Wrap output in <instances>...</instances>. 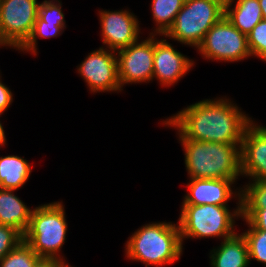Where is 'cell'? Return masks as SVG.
<instances>
[{"instance_id": "4316f807", "label": "cell", "mask_w": 266, "mask_h": 267, "mask_svg": "<svg viewBox=\"0 0 266 267\" xmlns=\"http://www.w3.org/2000/svg\"><path fill=\"white\" fill-rule=\"evenodd\" d=\"M13 93L3 84L0 76V114H3L13 102Z\"/></svg>"}, {"instance_id": "5bb4252c", "label": "cell", "mask_w": 266, "mask_h": 267, "mask_svg": "<svg viewBox=\"0 0 266 267\" xmlns=\"http://www.w3.org/2000/svg\"><path fill=\"white\" fill-rule=\"evenodd\" d=\"M234 182L230 179L190 178L187 184L189 191L184 196L182 205H228L234 194V197L238 196V201H241V189L232 190Z\"/></svg>"}, {"instance_id": "83f0119b", "label": "cell", "mask_w": 266, "mask_h": 267, "mask_svg": "<svg viewBox=\"0 0 266 267\" xmlns=\"http://www.w3.org/2000/svg\"><path fill=\"white\" fill-rule=\"evenodd\" d=\"M247 221L254 227L259 230L266 231V208L257 209Z\"/></svg>"}, {"instance_id": "d4e9b609", "label": "cell", "mask_w": 266, "mask_h": 267, "mask_svg": "<svg viewBox=\"0 0 266 267\" xmlns=\"http://www.w3.org/2000/svg\"><path fill=\"white\" fill-rule=\"evenodd\" d=\"M60 0H44L39 4L38 17L56 26H66Z\"/></svg>"}, {"instance_id": "52a82bcc", "label": "cell", "mask_w": 266, "mask_h": 267, "mask_svg": "<svg viewBox=\"0 0 266 267\" xmlns=\"http://www.w3.org/2000/svg\"><path fill=\"white\" fill-rule=\"evenodd\" d=\"M205 59L238 62L251 57L247 36L223 16L206 33L197 47Z\"/></svg>"}, {"instance_id": "cb8c5ba5", "label": "cell", "mask_w": 266, "mask_h": 267, "mask_svg": "<svg viewBox=\"0 0 266 267\" xmlns=\"http://www.w3.org/2000/svg\"><path fill=\"white\" fill-rule=\"evenodd\" d=\"M251 56L266 61V20L262 19L247 35Z\"/></svg>"}, {"instance_id": "5b68a950", "label": "cell", "mask_w": 266, "mask_h": 267, "mask_svg": "<svg viewBox=\"0 0 266 267\" xmlns=\"http://www.w3.org/2000/svg\"><path fill=\"white\" fill-rule=\"evenodd\" d=\"M231 213L228 205H182L178 225L183 246L185 238H229L236 232L235 218L241 217V201Z\"/></svg>"}, {"instance_id": "ba28073f", "label": "cell", "mask_w": 266, "mask_h": 267, "mask_svg": "<svg viewBox=\"0 0 266 267\" xmlns=\"http://www.w3.org/2000/svg\"><path fill=\"white\" fill-rule=\"evenodd\" d=\"M37 0H0V45L19 49L30 37L38 17Z\"/></svg>"}, {"instance_id": "7c38bea8", "label": "cell", "mask_w": 266, "mask_h": 267, "mask_svg": "<svg viewBox=\"0 0 266 267\" xmlns=\"http://www.w3.org/2000/svg\"><path fill=\"white\" fill-rule=\"evenodd\" d=\"M241 174L266 180V127L254 120L246 127L240 147Z\"/></svg>"}, {"instance_id": "f546056e", "label": "cell", "mask_w": 266, "mask_h": 267, "mask_svg": "<svg viewBox=\"0 0 266 267\" xmlns=\"http://www.w3.org/2000/svg\"><path fill=\"white\" fill-rule=\"evenodd\" d=\"M2 114H0L1 117ZM3 125L0 121V147H3L6 144V135H5V131L3 129Z\"/></svg>"}, {"instance_id": "44dd1931", "label": "cell", "mask_w": 266, "mask_h": 267, "mask_svg": "<svg viewBox=\"0 0 266 267\" xmlns=\"http://www.w3.org/2000/svg\"><path fill=\"white\" fill-rule=\"evenodd\" d=\"M41 258L23 240L2 259L0 267H35Z\"/></svg>"}, {"instance_id": "2e32d148", "label": "cell", "mask_w": 266, "mask_h": 267, "mask_svg": "<svg viewBox=\"0 0 266 267\" xmlns=\"http://www.w3.org/2000/svg\"><path fill=\"white\" fill-rule=\"evenodd\" d=\"M32 210L14 194V190L0 188V225L12 227L23 236Z\"/></svg>"}, {"instance_id": "4fadbf2b", "label": "cell", "mask_w": 266, "mask_h": 267, "mask_svg": "<svg viewBox=\"0 0 266 267\" xmlns=\"http://www.w3.org/2000/svg\"><path fill=\"white\" fill-rule=\"evenodd\" d=\"M193 66L194 61L174 49L164 35L163 39H155L153 79L160 85L168 87L178 83Z\"/></svg>"}, {"instance_id": "8992f818", "label": "cell", "mask_w": 266, "mask_h": 267, "mask_svg": "<svg viewBox=\"0 0 266 267\" xmlns=\"http://www.w3.org/2000/svg\"><path fill=\"white\" fill-rule=\"evenodd\" d=\"M224 3L225 0H185L164 37L197 49L207 31L224 16Z\"/></svg>"}, {"instance_id": "4dcf8cb0", "label": "cell", "mask_w": 266, "mask_h": 267, "mask_svg": "<svg viewBox=\"0 0 266 267\" xmlns=\"http://www.w3.org/2000/svg\"><path fill=\"white\" fill-rule=\"evenodd\" d=\"M258 2L261 7L263 19L266 20V0H258Z\"/></svg>"}, {"instance_id": "9c48e42d", "label": "cell", "mask_w": 266, "mask_h": 267, "mask_svg": "<svg viewBox=\"0 0 266 267\" xmlns=\"http://www.w3.org/2000/svg\"><path fill=\"white\" fill-rule=\"evenodd\" d=\"M137 41L116 51L118 80L121 91L124 84L149 83L153 80L155 36Z\"/></svg>"}, {"instance_id": "7a4b0ae2", "label": "cell", "mask_w": 266, "mask_h": 267, "mask_svg": "<svg viewBox=\"0 0 266 267\" xmlns=\"http://www.w3.org/2000/svg\"><path fill=\"white\" fill-rule=\"evenodd\" d=\"M189 178L230 179L241 176V144L212 143L179 138Z\"/></svg>"}, {"instance_id": "277c9868", "label": "cell", "mask_w": 266, "mask_h": 267, "mask_svg": "<svg viewBox=\"0 0 266 267\" xmlns=\"http://www.w3.org/2000/svg\"><path fill=\"white\" fill-rule=\"evenodd\" d=\"M65 214L64 206L60 201L33 208L23 241L41 259H55L67 263L59 253L67 235L68 224Z\"/></svg>"}, {"instance_id": "f1b7e54d", "label": "cell", "mask_w": 266, "mask_h": 267, "mask_svg": "<svg viewBox=\"0 0 266 267\" xmlns=\"http://www.w3.org/2000/svg\"><path fill=\"white\" fill-rule=\"evenodd\" d=\"M69 264L55 259H41L35 267H67Z\"/></svg>"}, {"instance_id": "30bf717a", "label": "cell", "mask_w": 266, "mask_h": 267, "mask_svg": "<svg viewBox=\"0 0 266 267\" xmlns=\"http://www.w3.org/2000/svg\"><path fill=\"white\" fill-rule=\"evenodd\" d=\"M77 67L91 93L121 91L115 51L100 47L89 53Z\"/></svg>"}, {"instance_id": "9a60e30c", "label": "cell", "mask_w": 266, "mask_h": 267, "mask_svg": "<svg viewBox=\"0 0 266 267\" xmlns=\"http://www.w3.org/2000/svg\"><path fill=\"white\" fill-rule=\"evenodd\" d=\"M223 241V242H222ZM221 241V245L210 251L211 267H248L249 253L245 237L239 233Z\"/></svg>"}, {"instance_id": "3957f363", "label": "cell", "mask_w": 266, "mask_h": 267, "mask_svg": "<svg viewBox=\"0 0 266 267\" xmlns=\"http://www.w3.org/2000/svg\"><path fill=\"white\" fill-rule=\"evenodd\" d=\"M125 246L126 257L146 267L173 264L183 252L178 222L145 224L129 237Z\"/></svg>"}, {"instance_id": "ac0fdd59", "label": "cell", "mask_w": 266, "mask_h": 267, "mask_svg": "<svg viewBox=\"0 0 266 267\" xmlns=\"http://www.w3.org/2000/svg\"><path fill=\"white\" fill-rule=\"evenodd\" d=\"M32 172L28 160L17 155L0 157V188L17 190L23 187Z\"/></svg>"}, {"instance_id": "8fae6325", "label": "cell", "mask_w": 266, "mask_h": 267, "mask_svg": "<svg viewBox=\"0 0 266 267\" xmlns=\"http://www.w3.org/2000/svg\"><path fill=\"white\" fill-rule=\"evenodd\" d=\"M101 36L106 48L113 51L126 48L139 41V21L129 10L99 11Z\"/></svg>"}, {"instance_id": "ffe728a7", "label": "cell", "mask_w": 266, "mask_h": 267, "mask_svg": "<svg viewBox=\"0 0 266 267\" xmlns=\"http://www.w3.org/2000/svg\"><path fill=\"white\" fill-rule=\"evenodd\" d=\"M240 189L242 219L247 220L257 209L266 208V180H252Z\"/></svg>"}, {"instance_id": "6da1fadb", "label": "cell", "mask_w": 266, "mask_h": 267, "mask_svg": "<svg viewBox=\"0 0 266 267\" xmlns=\"http://www.w3.org/2000/svg\"><path fill=\"white\" fill-rule=\"evenodd\" d=\"M228 98L206 99L183 108L162 124L174 127L179 138L212 143L241 144L253 121Z\"/></svg>"}, {"instance_id": "603a6c76", "label": "cell", "mask_w": 266, "mask_h": 267, "mask_svg": "<svg viewBox=\"0 0 266 267\" xmlns=\"http://www.w3.org/2000/svg\"><path fill=\"white\" fill-rule=\"evenodd\" d=\"M248 230L242 233L248 245L249 261L266 265V231L254 228L247 220ZM266 267V266H265Z\"/></svg>"}, {"instance_id": "484cf974", "label": "cell", "mask_w": 266, "mask_h": 267, "mask_svg": "<svg viewBox=\"0 0 266 267\" xmlns=\"http://www.w3.org/2000/svg\"><path fill=\"white\" fill-rule=\"evenodd\" d=\"M22 240L23 236L17 230L0 225V259L13 250Z\"/></svg>"}, {"instance_id": "e0dca14e", "label": "cell", "mask_w": 266, "mask_h": 267, "mask_svg": "<svg viewBox=\"0 0 266 267\" xmlns=\"http://www.w3.org/2000/svg\"><path fill=\"white\" fill-rule=\"evenodd\" d=\"M224 16L246 36L263 19L258 0H225Z\"/></svg>"}, {"instance_id": "7402d4cb", "label": "cell", "mask_w": 266, "mask_h": 267, "mask_svg": "<svg viewBox=\"0 0 266 267\" xmlns=\"http://www.w3.org/2000/svg\"><path fill=\"white\" fill-rule=\"evenodd\" d=\"M64 28H66V26H56L55 24L44 22L37 17L30 37L18 50L20 52H31L37 55V40L39 38L57 37L62 34Z\"/></svg>"}, {"instance_id": "d6986e66", "label": "cell", "mask_w": 266, "mask_h": 267, "mask_svg": "<svg viewBox=\"0 0 266 267\" xmlns=\"http://www.w3.org/2000/svg\"><path fill=\"white\" fill-rule=\"evenodd\" d=\"M185 0H152V16L155 21L154 32L150 34L163 36L173 25L177 13L181 10Z\"/></svg>"}]
</instances>
